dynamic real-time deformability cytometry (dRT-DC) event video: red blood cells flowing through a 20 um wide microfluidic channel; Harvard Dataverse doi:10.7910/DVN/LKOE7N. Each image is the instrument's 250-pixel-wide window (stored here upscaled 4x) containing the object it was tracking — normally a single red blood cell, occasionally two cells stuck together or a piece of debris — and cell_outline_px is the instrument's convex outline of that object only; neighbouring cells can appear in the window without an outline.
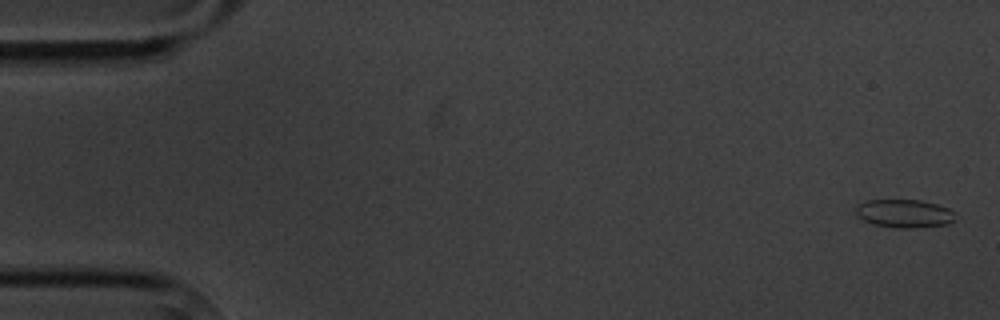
{"species": "common noctule bat (a hibernating species)", "species_latin": "Nyctalus noctula", "temperature_condition": "cold", "stored_images_in_passage": 9, "camera_frame_rate_fps": 3000, "um_per_image_px": 0.085, "animal": {"sex": "male", "body_mass_g": 20.1, "forearm_length_mm": 53.5}, "frame": {"image": 1, "passage_image": 1, "time_ms": 0.0, "image_size_px": [1000, 320], "cell_outline_px": [[952, 220], [948, 224], [912, 228], [896, 228], [872, 224], [864, 220], [856, 212], [856, 208], [860, 204], [868, 200], [920, 200], [936, 204], [948, 208], [952, 212]], "centroid_in_image_um": [76.84, 18.15], "position_along_channel_um": 8.2, "area_um2": 16.01}}
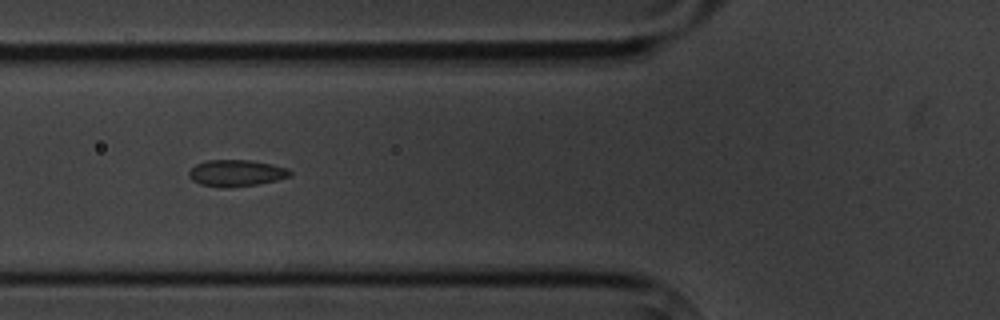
{"frame": {"image": 2, "passage_image": 6, "time_ms": 6.667, "image_size_px": [1000, 320], "cell_outline_px": [[292, 176], [276, 180], [256, 184], [228, 188], [224, 188], [200, 184], [192, 180], [188, 176], [188, 172], [196, 164], [208, 160], [252, 160], [272, 164], [288, 168], [292, 172]], "centroid_in_image_um": [20.09, 14.71], "position_along_channel_um": 105.7, "area_um2": 15.72}}
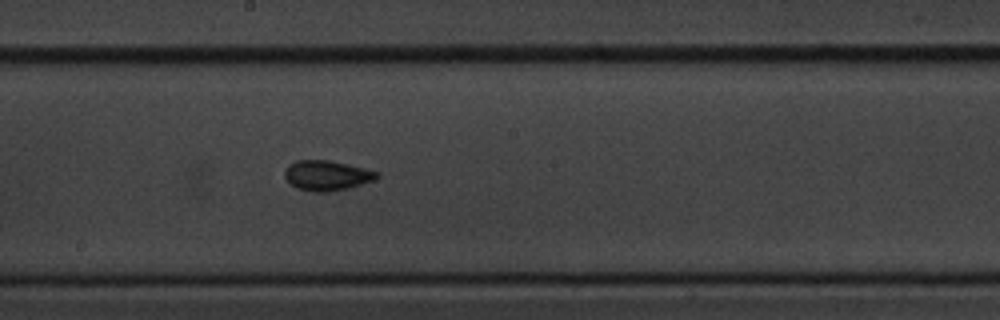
{"frame": {"image": 3, "passage_image": 9, "time_ms": 10.0, "image_size_px": [1000, 320], "cell_outline_px": [[380, 176], [376, 180], [348, 188], [328, 192], [316, 192], [296, 188], [284, 176], [284, 172], [288, 164], [296, 160], [328, 160], [348, 164], [380, 172]], "centroid_in_image_um": [27.81, 14.91], "position_along_channel_um": 220.4, "area_um2": 16.24}}